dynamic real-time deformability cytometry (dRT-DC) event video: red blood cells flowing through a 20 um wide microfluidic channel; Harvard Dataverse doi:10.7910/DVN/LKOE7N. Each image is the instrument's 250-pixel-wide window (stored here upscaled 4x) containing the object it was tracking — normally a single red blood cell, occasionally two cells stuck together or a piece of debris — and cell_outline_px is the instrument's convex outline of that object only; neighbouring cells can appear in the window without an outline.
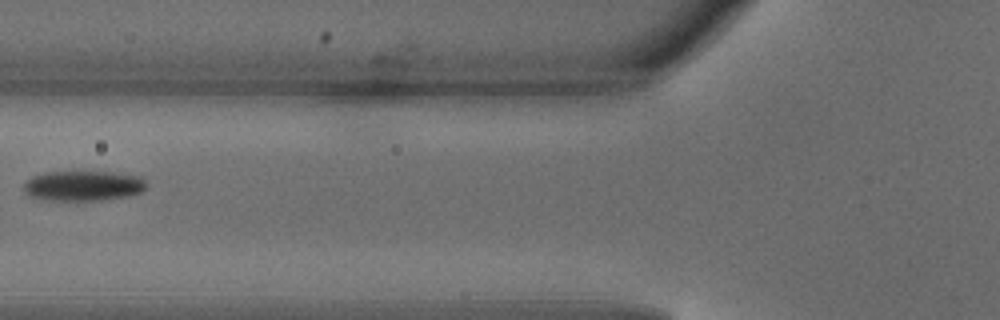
{"species": "common noctule bat (a hibernating species)", "species_latin": "Nyctalus noctula", "temperature_condition": "warm", "stored_images_in_passage": 5, "camera_frame_rate_fps": 3000, "um_per_image_px": 0.085, "animal": {"sex": "male", "body_mass_g": 18.8}, "frame": {"image": 1, "passage_image": 5, "time_ms": 1.333, "image_size_px": [1000, 320], "cell_outline_px": [[144, 188], [140, 192], [128, 196], [100, 200], [40, 200], [28, 196], [24, 192], [24, 184], [32, 176], [44, 172], [112, 172], [140, 176], [144, 180]], "centroid_in_image_um": [7.01, 15.8], "position_along_channel_um": 118.8, "area_um2": 21.5}}